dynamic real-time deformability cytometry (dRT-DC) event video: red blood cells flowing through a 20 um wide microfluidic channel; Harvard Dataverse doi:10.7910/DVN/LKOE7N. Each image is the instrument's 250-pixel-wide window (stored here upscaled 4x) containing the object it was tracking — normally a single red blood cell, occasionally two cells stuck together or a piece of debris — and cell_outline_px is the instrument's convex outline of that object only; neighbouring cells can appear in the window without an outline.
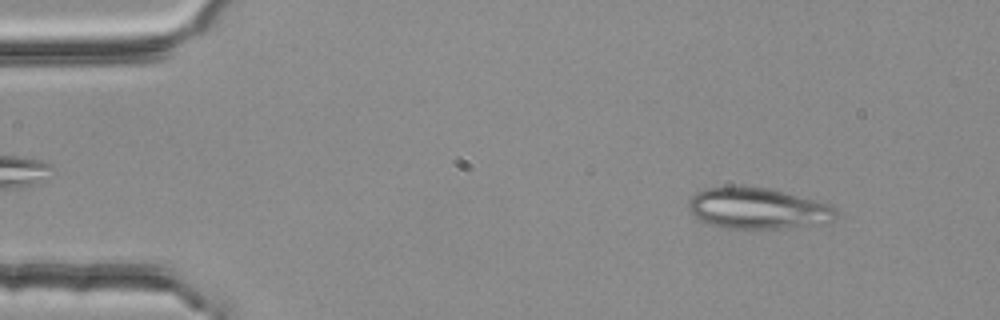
{"species": "common noctule bat (a hibernating species)", "species_latin": "Nyctalus noctula", "temperature_condition": "room temperature", "stored_images_in_passage": 3, "camera_frame_rate_fps": 3000, "um_per_image_px": 0.085, "animal": {"sex": "female", "body_mass_g": 25.1}, "frame": {"image": 1, "passage_image": 1, "time_ms": 0.0, "image_size_px": [1000, 320], "cell_outline_px": [[836, 220], [828, 224], [784, 228], [724, 228], [700, 220], [688, 208], [688, 200], [696, 192], [704, 188], [732, 184], [768, 188], [832, 204], [836, 208]], "centroid_in_image_um": [64.44, 17.69], "position_along_channel_um": 20.6, "area_um2": 36.01}}